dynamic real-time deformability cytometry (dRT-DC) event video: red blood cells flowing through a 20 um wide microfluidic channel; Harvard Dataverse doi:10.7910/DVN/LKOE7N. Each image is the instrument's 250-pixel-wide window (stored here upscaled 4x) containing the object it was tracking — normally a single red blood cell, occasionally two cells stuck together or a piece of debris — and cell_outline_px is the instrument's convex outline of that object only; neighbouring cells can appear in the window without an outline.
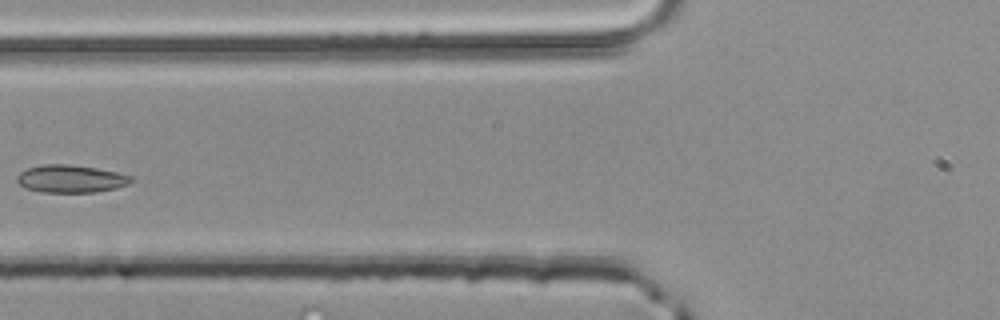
{"species": "common noctule bat (a hibernating species)", "species_latin": "Nyctalus noctula", "temperature_condition": "room temperature", "stored_images_in_passage": 3, "camera_frame_rate_fps": 3000, "um_per_image_px": 0.085, "animal": {"sex": "male", "body_mass_g": 20.4}, "frame": {"image": 1, "passage_image": 3, "time_ms": 0.667, "image_size_px": [1000, 320], "cell_outline_px": [[132, 180], [128, 184], [116, 188], [96, 192], [40, 192], [24, 188], [16, 180], [16, 176], [20, 172], [28, 168], [40, 164], [72, 164], [96, 168], [116, 172], [132, 176]], "centroid_in_image_um": [5.98, 15.19], "position_along_channel_um": 119.8, "area_um2": 18.5}}